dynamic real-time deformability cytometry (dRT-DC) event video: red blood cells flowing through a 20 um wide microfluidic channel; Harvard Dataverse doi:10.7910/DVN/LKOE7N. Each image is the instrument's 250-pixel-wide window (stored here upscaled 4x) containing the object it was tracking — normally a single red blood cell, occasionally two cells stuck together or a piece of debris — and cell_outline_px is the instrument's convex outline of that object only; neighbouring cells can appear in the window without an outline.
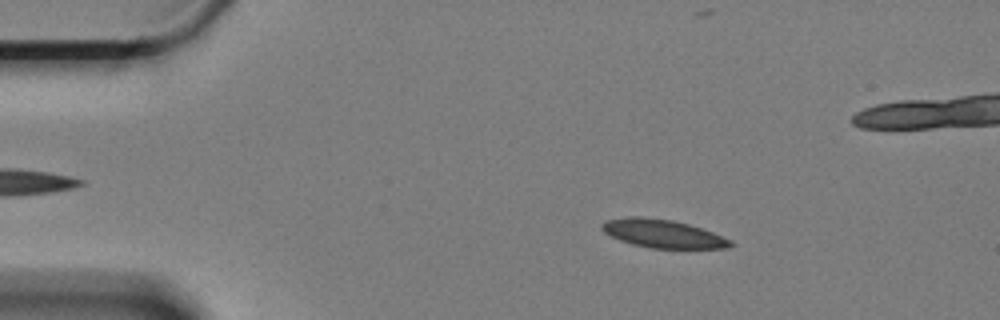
{"species": "Egyptian fruit bat (a non-hibernating species)", "species_latin": "Rousettus aegyptiacus", "temperature_condition": "cold", "stored_images_in_passage": 50, "camera_frame_rate_fps": 3000, "um_per_image_px": 0.085, "animal": {"sex": "female"}, "frame": {"image": 1, "passage_image": 9, "time_ms": 2.667, "image_size_px": [1000, 320], "cell_outline_px": [[732, 244], [724, 248], [648, 248], [632, 244], [620, 240], [604, 232], [600, 224], [608, 220], [632, 216], [672, 220], [688, 224], [712, 232], [728, 240]], "centroid_in_image_um": [56.27, 19.86], "position_along_channel_um": 28.7, "area_um2": 20.58}}
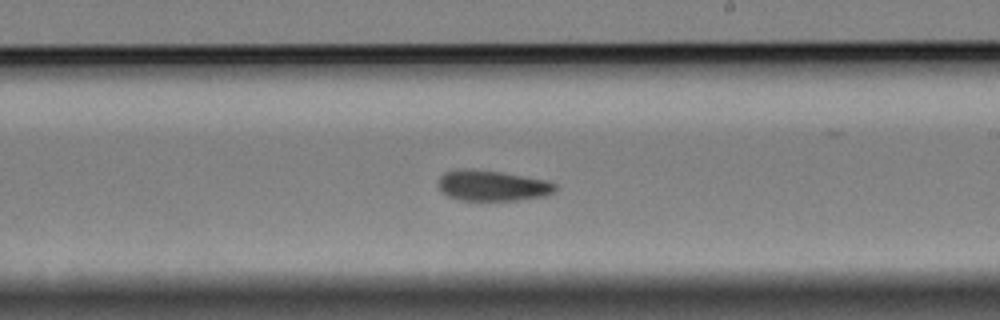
{"frame": {"image": 2, "passage_image": 34, "time_ms": 11.0, "image_size_px": [1000, 320], "cell_outline_px": [[556, 188], [552, 192], [544, 196], [516, 200], [460, 200], [448, 196], [440, 192], [436, 184], [440, 176], [444, 172], [456, 168], [472, 168], [500, 172], [548, 180], [556, 184]], "centroid_in_image_um": [41.76, 15.76], "position_along_channel_um": 247.2, "area_um2": 21.15}}
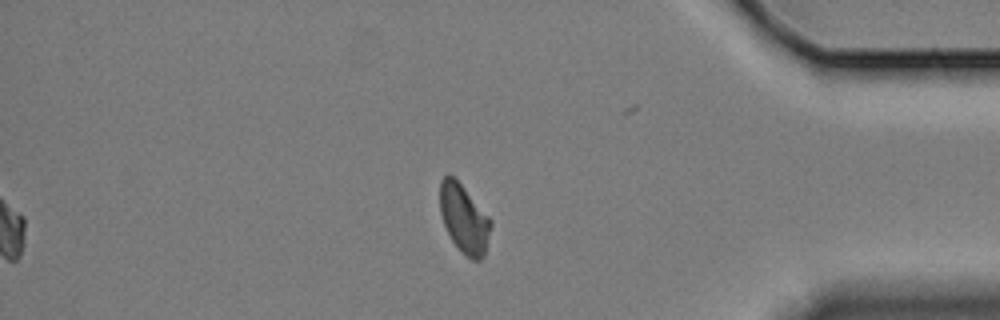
{"frame": {"image": 3, "passage_image": 50, "time_ms": 16.333, "image_size_px": [1000, 320], "cell_outline_px": [[492, 224], [484, 256], [480, 260], [472, 260], [464, 256], [460, 252], [452, 240], [444, 224], [440, 212], [440, 180], [444, 176], [452, 176], [464, 188], [492, 220]], "centroid_in_image_um": [39.45, 18.64], "position_along_channel_um": 395.7, "area_um2": 20.17}, "authors_computed_cell_mechanics": {"area_um2": 21.1548, "velocity_mm_per_s": 3.3023, "shape_relaxation_time_tau1_ms": 11.0272, "shape_relaxation_time_tau2_ms": 6.7991, "deformation_change_tau1": 0.1535, "deformation_change_tau2": 0.0971}}